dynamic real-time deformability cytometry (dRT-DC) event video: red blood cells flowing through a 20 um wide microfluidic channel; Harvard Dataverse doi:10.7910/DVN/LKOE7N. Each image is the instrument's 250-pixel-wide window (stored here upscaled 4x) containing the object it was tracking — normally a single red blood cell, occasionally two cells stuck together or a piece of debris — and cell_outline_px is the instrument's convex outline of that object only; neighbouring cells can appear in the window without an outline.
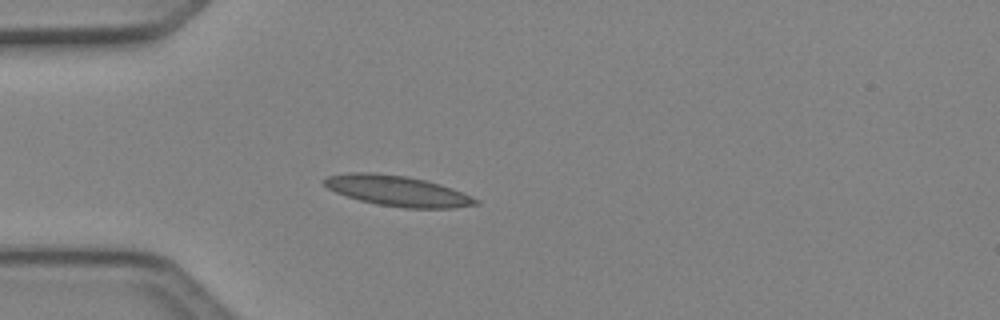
{"species": "Egyptian fruit bat (a non-hibernating species)", "species_latin": "Rousettus aegyptiacus", "temperature_condition": "cold", "stored_images_in_passage": 3, "camera_frame_rate_fps": 3000, "um_per_image_px": 0.085, "animal": {"sex": "female"}, "frame": {"image": 1, "passage_image": 3, "time_ms": 0.667, "image_size_px": [1000, 320], "cell_outline_px": [[480, 204], [452, 208], [404, 208], [376, 204], [360, 200], [336, 192], [328, 188], [324, 184], [324, 180], [328, 176], [348, 172], [372, 172], [408, 176], [440, 184], [452, 188], [480, 200]], "centroid_in_image_um": [33.81, 16.22], "position_along_channel_um": 51.2, "area_um2": 26.82}}